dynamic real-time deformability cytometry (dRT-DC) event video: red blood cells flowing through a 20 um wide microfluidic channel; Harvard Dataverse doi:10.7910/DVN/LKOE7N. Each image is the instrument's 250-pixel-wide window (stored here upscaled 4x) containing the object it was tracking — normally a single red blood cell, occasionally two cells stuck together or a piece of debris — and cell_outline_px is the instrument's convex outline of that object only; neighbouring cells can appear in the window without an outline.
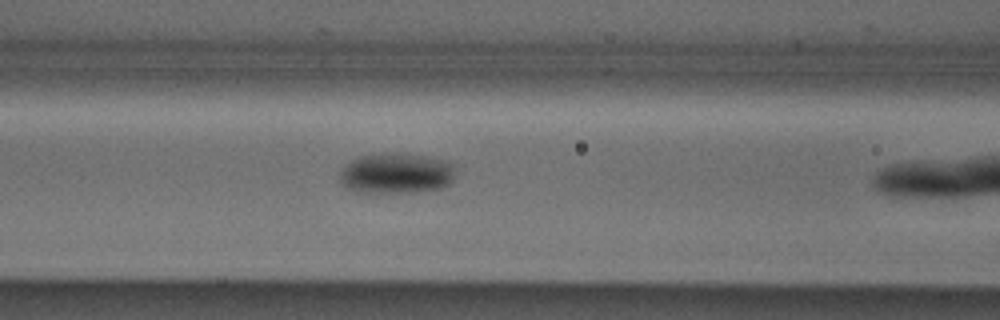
{"species": "Egyptian fruit bat (a non-hibernating species)", "species_latin": "Rousettus aegyptiacus", "temperature_condition": "cold", "stored_images_in_passage": 11, "camera_frame_rate_fps": 3000, "um_per_image_px": 0.085, "animal": {"sex": "male"}, "frame": {"image": 1, "passage_image": 10, "time_ms": 3.0, "image_size_px": [1000, 320], "cell_outline_px": [[456, 168], [452, 180], [448, 184], [440, 188], [416, 192], [360, 192], [348, 188], [340, 180], [340, 172], [344, 164], [360, 156], [380, 152], [404, 152], [428, 156], [452, 164]], "centroid_in_image_um": [33.67, 14.7], "position_along_channel_um": 132.9, "area_um2": 27.57}}